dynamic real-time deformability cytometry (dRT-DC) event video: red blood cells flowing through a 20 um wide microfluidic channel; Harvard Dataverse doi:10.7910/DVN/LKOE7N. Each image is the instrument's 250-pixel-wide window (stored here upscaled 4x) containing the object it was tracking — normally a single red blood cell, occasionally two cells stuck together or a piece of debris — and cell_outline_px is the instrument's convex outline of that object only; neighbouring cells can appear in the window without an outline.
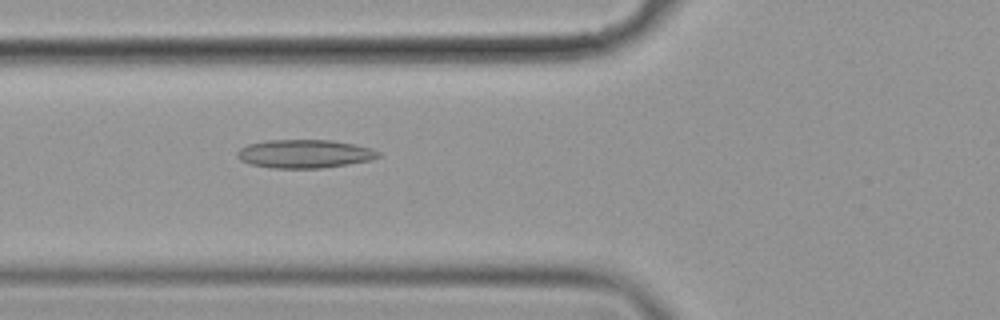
{"species": "common noctule bat (a hibernating species)", "species_latin": "Nyctalus noctula", "temperature_condition": "cold", "stored_images_in_passage": 45, "camera_frame_rate_fps": 3000, "um_per_image_px": 0.085, "animal": {"sex": "female", "body_mass_g": 19.9}, "frame": {"image": 1, "passage_image": 10, "time_ms": 3.0, "image_size_px": [1000, 320], "cell_outline_px": [[380, 156], [368, 160], [320, 168], [272, 168], [252, 164], [240, 160], [236, 156], [236, 152], [240, 148], [248, 144], [268, 140], [332, 140], [356, 144], [372, 148], [380, 152]], "centroid_in_image_um": [25.86, 13.06], "position_along_channel_um": 99.9, "area_um2": 23.24}}
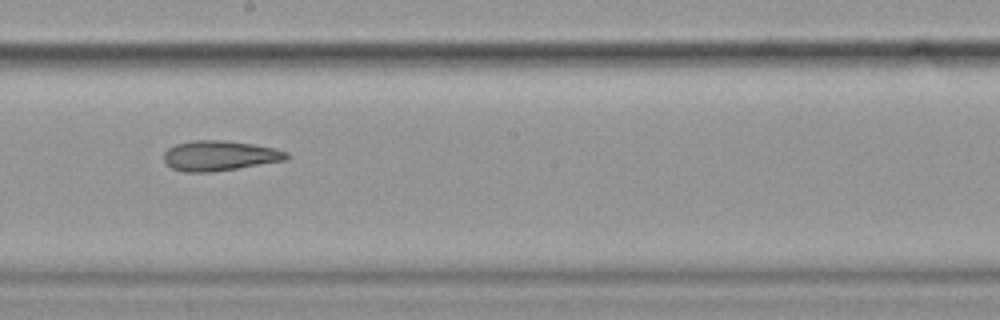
{"frame": {"image": 2, "passage_image": 21, "time_ms": 6.667, "image_size_px": [1000, 320], "cell_outline_px": [[288, 160], [212, 172], [184, 172], [172, 168], [164, 160], [164, 152], [168, 148], [176, 144], [192, 140], [224, 140], [252, 144], [272, 148], [288, 152]], "centroid_in_image_um": [18.65, 13.23], "position_along_channel_um": 229.5, "area_um2": 21.44}}
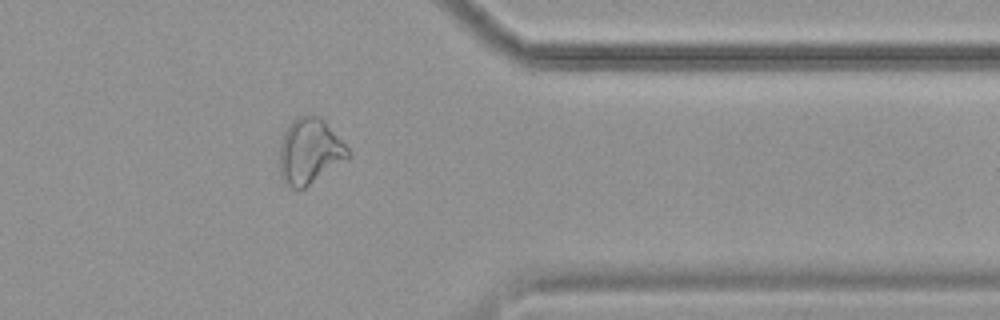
{"frame": {"image": 3, "passage_image": 35, "time_ms": 11.333, "image_size_px": [1000, 320], "cell_outline_px": [[352, 156], [304, 188], [292, 188], [280, 176], [280, 140], [288, 124], [296, 116], [312, 112], [320, 116], [324, 120], [352, 152]], "centroid_in_image_um": [26.33, 12.8], "position_along_channel_um": 385.1, "area_um2": 26.47}, "authors_computed_cell_mechanics": {"area_um2": 23.2356, "velocity_mm_per_s": 3.5357, "shape_relaxation_time_tau1_ms": null, "shape_relaxation_time_tau2_ms": 5.0903, "deformation_change_tau1": null, "deformation_change_tau2": 0.1461}}